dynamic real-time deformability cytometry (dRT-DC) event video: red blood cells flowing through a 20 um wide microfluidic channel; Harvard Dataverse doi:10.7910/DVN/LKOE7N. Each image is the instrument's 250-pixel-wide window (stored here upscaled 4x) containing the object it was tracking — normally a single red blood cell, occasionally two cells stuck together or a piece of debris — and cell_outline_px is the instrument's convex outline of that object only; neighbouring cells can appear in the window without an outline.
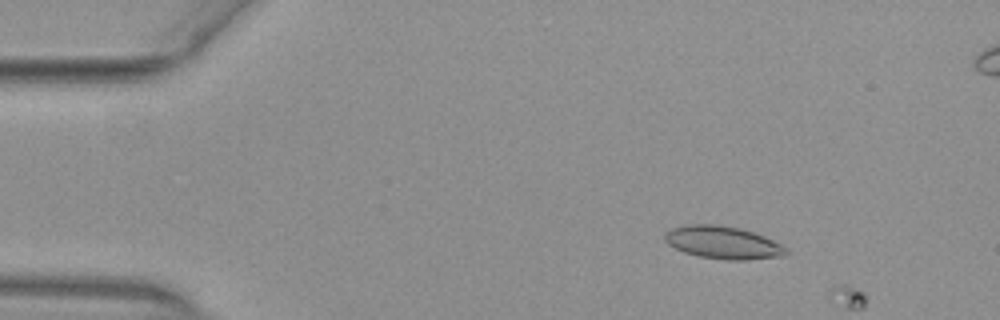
{"species": "common noctule bat (a hibernating species)", "species_latin": "Nyctalus noctula", "temperature_condition": "warm", "stored_images_in_passage": 8, "camera_frame_rate_fps": 3000, "um_per_image_px": 0.085, "animal": {"sex": "female", "body_mass_g": 29.2, "forearm_length_mm": 56.3}, "frame": {"image": 1, "passage_image": 7, "time_ms": 2.0, "image_size_px": [1000, 320], "cell_outline_px": [[788, 252], [784, 256], [748, 260], [724, 260], [700, 256], [684, 252], [668, 244], [664, 240], [664, 232], [672, 228], [684, 224], [720, 224], [740, 228], [764, 236], [788, 248]], "centroid_in_image_um": [61.44, 20.61], "position_along_channel_um": 23.6, "area_um2": 23.29}}